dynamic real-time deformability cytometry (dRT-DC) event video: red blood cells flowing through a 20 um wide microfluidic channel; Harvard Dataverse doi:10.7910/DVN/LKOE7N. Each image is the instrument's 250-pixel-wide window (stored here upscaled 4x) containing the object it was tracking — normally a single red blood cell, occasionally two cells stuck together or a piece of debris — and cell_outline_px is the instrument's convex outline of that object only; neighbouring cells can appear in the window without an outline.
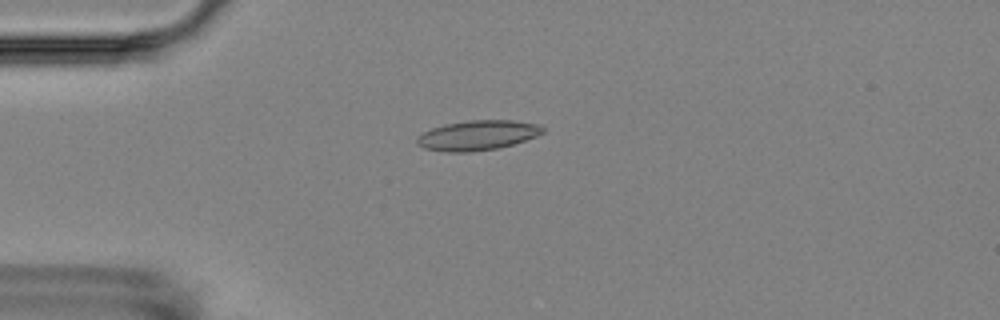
{"species": "Egyptian fruit bat (a non-hibernating species)", "species_latin": "Rousettus aegyptiacus", "temperature_condition": "room temperature", "stored_images_in_passage": 8, "camera_frame_rate_fps": 3000, "um_per_image_px": 0.085, "animal": {"sex": "female"}, "frame": {"image": 1, "passage_image": 4, "time_ms": 4.333, "image_size_px": [1000, 320], "cell_outline_px": [[544, 132], [536, 136], [512, 144], [496, 148], [472, 152], [444, 152], [424, 148], [416, 144], [416, 136], [432, 128], [444, 124], [468, 120], [516, 120], [540, 124], [544, 128]], "centroid_in_image_um": [40.57, 11.49], "position_along_channel_um": 44.4, "area_um2": 22.02}}
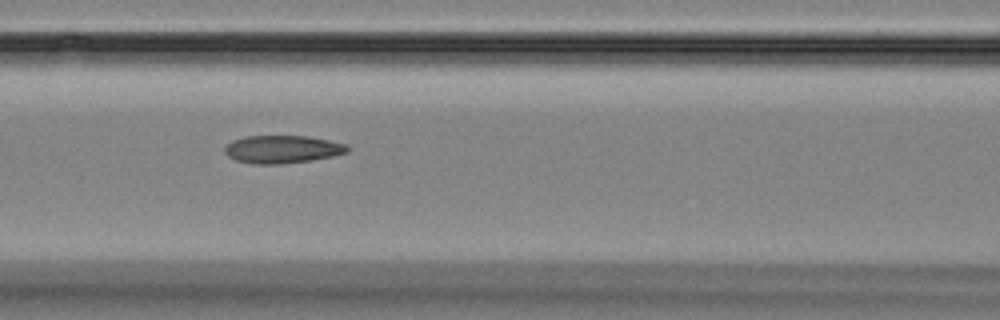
{"frame": {"image": 2, "passage_image": 7, "time_ms": 7.667, "image_size_px": [1000, 320], "cell_outline_px": [[348, 152], [332, 156], [312, 160], [280, 164], [252, 164], [236, 160], [228, 156], [224, 152], [224, 148], [232, 140], [244, 136], [308, 136], [348, 144]], "centroid_in_image_um": [23.99, 12.69], "position_along_channel_um": 142.6, "area_um2": 19.94}}
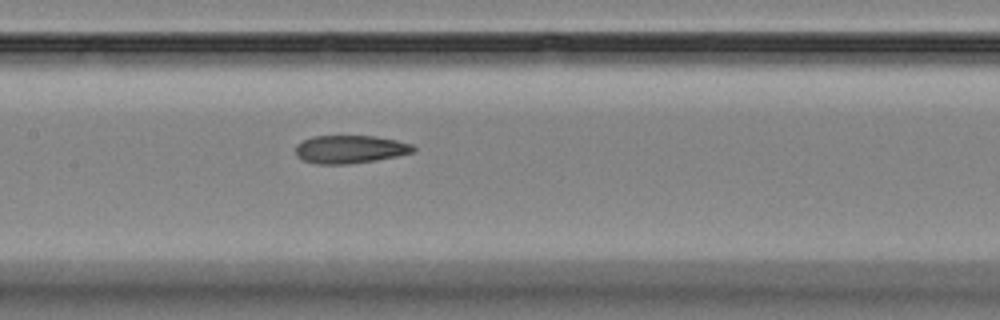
{"frame": {"image": 3, "passage_image": 8, "time_ms": 8.667, "image_size_px": [1000, 320], "cell_outline_px": [[416, 148], [412, 152], [396, 156], [376, 160], [348, 164], [316, 164], [304, 160], [296, 156], [296, 144], [312, 136], [372, 136], [396, 140], [412, 144]], "centroid_in_image_um": [29.73, 12.69], "position_along_channel_um": 177.7, "area_um2": 19.13}}